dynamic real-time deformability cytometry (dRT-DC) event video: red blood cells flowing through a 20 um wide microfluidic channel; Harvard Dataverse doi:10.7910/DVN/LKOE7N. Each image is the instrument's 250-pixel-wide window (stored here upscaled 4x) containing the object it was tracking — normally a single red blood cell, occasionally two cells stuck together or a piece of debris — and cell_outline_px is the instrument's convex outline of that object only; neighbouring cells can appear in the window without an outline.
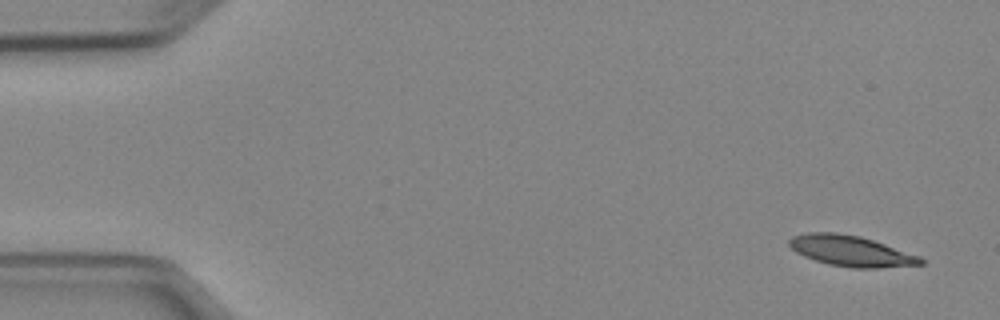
{"species": "Egyptian fruit bat (a non-hibernating species)", "species_latin": "Rousettus aegyptiacus", "temperature_condition": "cold", "stored_images_in_passage": 5, "camera_frame_rate_fps": 3000, "um_per_image_px": 0.085, "animal": {"sex": "female"}, "frame": {"image": 1, "passage_image": 1, "time_ms": 0.0, "image_size_px": [1000, 320], "cell_outline_px": [[924, 264], [876, 268], [852, 268], [828, 264], [804, 256], [796, 252], [788, 244], [788, 240], [792, 236], [808, 232], [836, 232], [860, 236], [920, 256], [924, 260]], "centroid_in_image_um": [72.31, 21.33], "position_along_channel_um": 12.7, "area_um2": 23.41}}
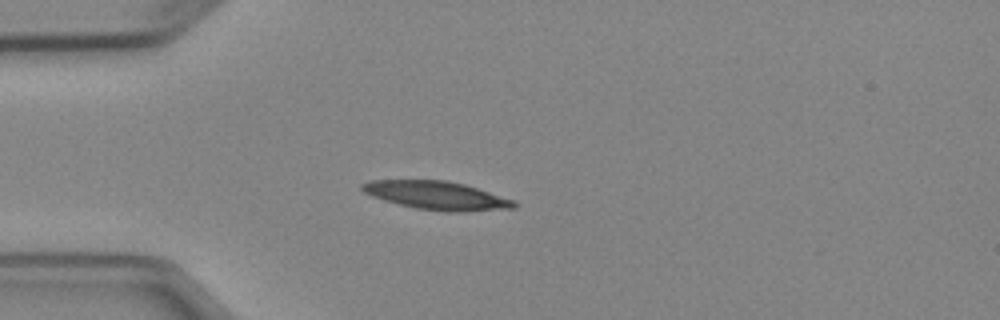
{"frame": {"image": 2, "passage_image": 4, "time_ms": 3.667, "image_size_px": [1000, 320], "cell_outline_px": [[516, 208], [464, 212], [444, 212], [416, 208], [384, 200], [372, 196], [364, 192], [360, 188], [360, 184], [368, 180], [444, 180], [464, 184], [516, 200]], "centroid_in_image_um": [37.14, 16.62], "position_along_channel_um": 47.9, "area_um2": 25.26}}